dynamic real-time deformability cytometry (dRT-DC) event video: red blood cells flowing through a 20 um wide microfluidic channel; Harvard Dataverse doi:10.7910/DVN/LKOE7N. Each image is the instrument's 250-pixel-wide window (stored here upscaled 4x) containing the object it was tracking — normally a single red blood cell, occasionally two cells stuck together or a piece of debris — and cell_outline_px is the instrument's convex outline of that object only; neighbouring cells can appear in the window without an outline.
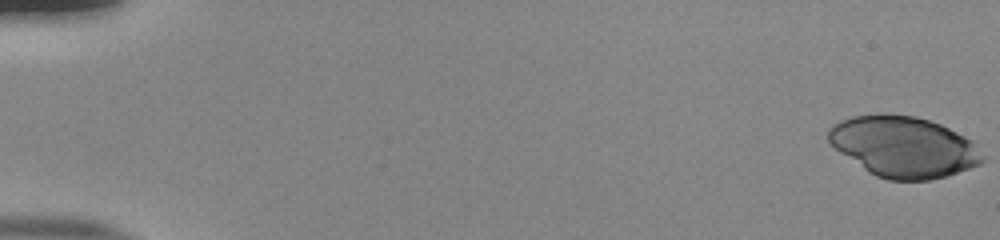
{"species": "human", "species_latin": "Homo sapiens", "temperature_condition": "room temperature", "stored_images_in_passage": 54, "camera_frame_rate_fps": 3000, "um_per_image_px": 0.085, "donor": {"sex": "male"}, "frame": {"image": 1, "passage_image": 1, "time_ms": 0.0, "image_size_px": [1000, 240], "cell_outline_px": [[984, 160], [980, 164], [944, 176], [928, 180], [888, 180], [876, 176], [868, 172], [840, 152], [828, 140], [828, 128], [840, 120], [852, 116], [916, 116], [940, 124], [972, 140]], "centroid_in_image_um": [76.79, 12.5], "position_along_channel_um": 8.2, "area_um2": 53.47}}